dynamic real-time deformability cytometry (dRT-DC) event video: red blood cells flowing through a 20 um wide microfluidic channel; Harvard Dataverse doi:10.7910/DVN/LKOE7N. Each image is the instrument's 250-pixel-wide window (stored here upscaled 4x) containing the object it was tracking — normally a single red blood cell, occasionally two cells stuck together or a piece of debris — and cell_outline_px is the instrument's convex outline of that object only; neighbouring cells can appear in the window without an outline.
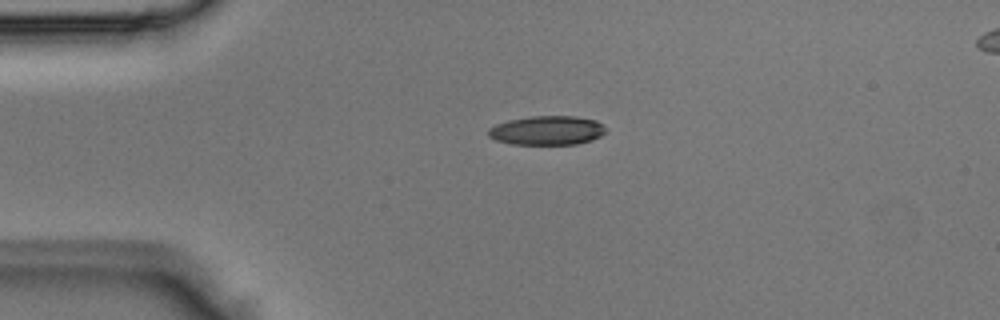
{"species": "Egyptian fruit bat (a non-hibernating species)", "species_latin": "Rousettus aegyptiacus", "temperature_condition": "room temperature", "stored_images_in_passage": 2, "camera_frame_rate_fps": 3000, "um_per_image_px": 0.085, "animal": {"sex": "male"}, "frame": {"image": 1, "passage_image": 1, "time_ms": 0.0, "image_size_px": [1000, 320], "cell_outline_px": [[604, 132], [600, 136], [592, 140], [576, 144], [512, 144], [496, 140], [488, 136], [488, 128], [496, 124], [508, 120], [532, 116], [576, 116], [596, 120], [604, 128]], "centroid_in_image_um": [46.47, 11.08], "position_along_channel_um": 38.5, "area_um2": 19.83}}